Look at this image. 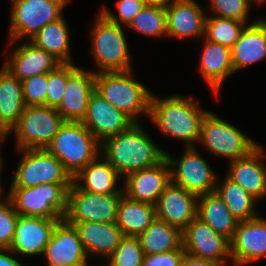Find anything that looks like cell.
<instances>
[{
  "mask_svg": "<svg viewBox=\"0 0 266 266\" xmlns=\"http://www.w3.org/2000/svg\"><path fill=\"white\" fill-rule=\"evenodd\" d=\"M59 220L19 215L10 250L19 256L43 255Z\"/></svg>",
  "mask_w": 266,
  "mask_h": 266,
  "instance_id": "ffe728a7",
  "label": "cell"
},
{
  "mask_svg": "<svg viewBox=\"0 0 266 266\" xmlns=\"http://www.w3.org/2000/svg\"><path fill=\"white\" fill-rule=\"evenodd\" d=\"M214 16L248 23L250 4L253 0H209Z\"/></svg>",
  "mask_w": 266,
  "mask_h": 266,
  "instance_id": "8d00e7d4",
  "label": "cell"
},
{
  "mask_svg": "<svg viewBox=\"0 0 266 266\" xmlns=\"http://www.w3.org/2000/svg\"><path fill=\"white\" fill-rule=\"evenodd\" d=\"M2 162H3V161H2V158H1V159H0V171L2 170V169H1V168H2V165H3ZM3 193H4V191H3V189H2L1 180H0V199L3 198V197H2V195H4Z\"/></svg>",
  "mask_w": 266,
  "mask_h": 266,
  "instance_id": "bcb514c9",
  "label": "cell"
},
{
  "mask_svg": "<svg viewBox=\"0 0 266 266\" xmlns=\"http://www.w3.org/2000/svg\"><path fill=\"white\" fill-rule=\"evenodd\" d=\"M46 150L73 178L101 154V142L82 122L65 121Z\"/></svg>",
  "mask_w": 266,
  "mask_h": 266,
  "instance_id": "277c9868",
  "label": "cell"
},
{
  "mask_svg": "<svg viewBox=\"0 0 266 266\" xmlns=\"http://www.w3.org/2000/svg\"><path fill=\"white\" fill-rule=\"evenodd\" d=\"M60 64L62 63L52 54L27 41L14 49L4 66L22 81L35 75L49 73Z\"/></svg>",
  "mask_w": 266,
  "mask_h": 266,
  "instance_id": "603a6c76",
  "label": "cell"
},
{
  "mask_svg": "<svg viewBox=\"0 0 266 266\" xmlns=\"http://www.w3.org/2000/svg\"><path fill=\"white\" fill-rule=\"evenodd\" d=\"M91 30V51L99 67L96 72L132 70L126 34L122 26L110 22L101 12Z\"/></svg>",
  "mask_w": 266,
  "mask_h": 266,
  "instance_id": "8992f818",
  "label": "cell"
},
{
  "mask_svg": "<svg viewBox=\"0 0 266 266\" xmlns=\"http://www.w3.org/2000/svg\"><path fill=\"white\" fill-rule=\"evenodd\" d=\"M199 143L213 154L233 161L248 155L258 144L233 124L208 111L201 122Z\"/></svg>",
  "mask_w": 266,
  "mask_h": 266,
  "instance_id": "ba28073f",
  "label": "cell"
},
{
  "mask_svg": "<svg viewBox=\"0 0 266 266\" xmlns=\"http://www.w3.org/2000/svg\"><path fill=\"white\" fill-rule=\"evenodd\" d=\"M165 10L168 37L184 39L204 36L207 15L195 0H171Z\"/></svg>",
  "mask_w": 266,
  "mask_h": 266,
  "instance_id": "44dd1931",
  "label": "cell"
},
{
  "mask_svg": "<svg viewBox=\"0 0 266 266\" xmlns=\"http://www.w3.org/2000/svg\"><path fill=\"white\" fill-rule=\"evenodd\" d=\"M144 252L138 237L124 236L120 245L107 258L105 266H142ZM101 265V266H104Z\"/></svg>",
  "mask_w": 266,
  "mask_h": 266,
  "instance_id": "d590c367",
  "label": "cell"
},
{
  "mask_svg": "<svg viewBox=\"0 0 266 266\" xmlns=\"http://www.w3.org/2000/svg\"><path fill=\"white\" fill-rule=\"evenodd\" d=\"M132 72H95V91L135 123H139V115L150 117L152 94L144 84L133 79Z\"/></svg>",
  "mask_w": 266,
  "mask_h": 266,
  "instance_id": "3957f363",
  "label": "cell"
},
{
  "mask_svg": "<svg viewBox=\"0 0 266 266\" xmlns=\"http://www.w3.org/2000/svg\"><path fill=\"white\" fill-rule=\"evenodd\" d=\"M195 147H185L175 160L166 153L171 169V181L196 196L215 192L218 176Z\"/></svg>",
  "mask_w": 266,
  "mask_h": 266,
  "instance_id": "8fae6325",
  "label": "cell"
},
{
  "mask_svg": "<svg viewBox=\"0 0 266 266\" xmlns=\"http://www.w3.org/2000/svg\"><path fill=\"white\" fill-rule=\"evenodd\" d=\"M67 82V63L47 73L46 106L57 108L62 101Z\"/></svg>",
  "mask_w": 266,
  "mask_h": 266,
  "instance_id": "f35d334b",
  "label": "cell"
},
{
  "mask_svg": "<svg viewBox=\"0 0 266 266\" xmlns=\"http://www.w3.org/2000/svg\"><path fill=\"white\" fill-rule=\"evenodd\" d=\"M146 5L144 0H119L118 1V15L117 17L105 7H102L101 13L112 23L127 27L134 17Z\"/></svg>",
  "mask_w": 266,
  "mask_h": 266,
  "instance_id": "60d3db41",
  "label": "cell"
},
{
  "mask_svg": "<svg viewBox=\"0 0 266 266\" xmlns=\"http://www.w3.org/2000/svg\"><path fill=\"white\" fill-rule=\"evenodd\" d=\"M101 155L125 178L160 163L166 152L153 142L141 123H134L126 131L106 138L101 143Z\"/></svg>",
  "mask_w": 266,
  "mask_h": 266,
  "instance_id": "6da1fadb",
  "label": "cell"
},
{
  "mask_svg": "<svg viewBox=\"0 0 266 266\" xmlns=\"http://www.w3.org/2000/svg\"><path fill=\"white\" fill-rule=\"evenodd\" d=\"M18 216L8 197L6 200H0V249H10L15 235Z\"/></svg>",
  "mask_w": 266,
  "mask_h": 266,
  "instance_id": "74e56055",
  "label": "cell"
},
{
  "mask_svg": "<svg viewBox=\"0 0 266 266\" xmlns=\"http://www.w3.org/2000/svg\"><path fill=\"white\" fill-rule=\"evenodd\" d=\"M247 24L234 19L206 16L204 38L232 48Z\"/></svg>",
  "mask_w": 266,
  "mask_h": 266,
  "instance_id": "836d02e7",
  "label": "cell"
},
{
  "mask_svg": "<svg viewBox=\"0 0 266 266\" xmlns=\"http://www.w3.org/2000/svg\"><path fill=\"white\" fill-rule=\"evenodd\" d=\"M197 217L229 241L233 238L238 220L216 191L198 196Z\"/></svg>",
  "mask_w": 266,
  "mask_h": 266,
  "instance_id": "f546056e",
  "label": "cell"
},
{
  "mask_svg": "<svg viewBox=\"0 0 266 266\" xmlns=\"http://www.w3.org/2000/svg\"><path fill=\"white\" fill-rule=\"evenodd\" d=\"M179 266H220L211 260L196 258L187 253L182 257Z\"/></svg>",
  "mask_w": 266,
  "mask_h": 266,
  "instance_id": "7bdbcfd3",
  "label": "cell"
},
{
  "mask_svg": "<svg viewBox=\"0 0 266 266\" xmlns=\"http://www.w3.org/2000/svg\"><path fill=\"white\" fill-rule=\"evenodd\" d=\"M184 254L182 246L179 249L160 254H144L142 266H179Z\"/></svg>",
  "mask_w": 266,
  "mask_h": 266,
  "instance_id": "b9f144b4",
  "label": "cell"
},
{
  "mask_svg": "<svg viewBox=\"0 0 266 266\" xmlns=\"http://www.w3.org/2000/svg\"><path fill=\"white\" fill-rule=\"evenodd\" d=\"M138 238L146 255L169 252L182 246V231L158 218Z\"/></svg>",
  "mask_w": 266,
  "mask_h": 266,
  "instance_id": "1f68e13d",
  "label": "cell"
},
{
  "mask_svg": "<svg viewBox=\"0 0 266 266\" xmlns=\"http://www.w3.org/2000/svg\"><path fill=\"white\" fill-rule=\"evenodd\" d=\"M71 0H10L9 45L26 37L33 38L47 23L63 16V8Z\"/></svg>",
  "mask_w": 266,
  "mask_h": 266,
  "instance_id": "52a82bcc",
  "label": "cell"
},
{
  "mask_svg": "<svg viewBox=\"0 0 266 266\" xmlns=\"http://www.w3.org/2000/svg\"><path fill=\"white\" fill-rule=\"evenodd\" d=\"M182 247L185 253L211 260L220 266H225L226 260L231 258L230 241L198 217L182 231Z\"/></svg>",
  "mask_w": 266,
  "mask_h": 266,
  "instance_id": "4fadbf2b",
  "label": "cell"
},
{
  "mask_svg": "<svg viewBox=\"0 0 266 266\" xmlns=\"http://www.w3.org/2000/svg\"><path fill=\"white\" fill-rule=\"evenodd\" d=\"M121 178L115 168L100 154L73 177V182L81 190L90 193L124 194L122 187L116 188Z\"/></svg>",
  "mask_w": 266,
  "mask_h": 266,
  "instance_id": "83f0119b",
  "label": "cell"
},
{
  "mask_svg": "<svg viewBox=\"0 0 266 266\" xmlns=\"http://www.w3.org/2000/svg\"><path fill=\"white\" fill-rule=\"evenodd\" d=\"M72 183H45L35 187H10L8 198L18 215L64 219Z\"/></svg>",
  "mask_w": 266,
  "mask_h": 266,
  "instance_id": "5b68a950",
  "label": "cell"
},
{
  "mask_svg": "<svg viewBox=\"0 0 266 266\" xmlns=\"http://www.w3.org/2000/svg\"><path fill=\"white\" fill-rule=\"evenodd\" d=\"M21 82L26 106H46L47 73L32 76Z\"/></svg>",
  "mask_w": 266,
  "mask_h": 266,
  "instance_id": "ab89813d",
  "label": "cell"
},
{
  "mask_svg": "<svg viewBox=\"0 0 266 266\" xmlns=\"http://www.w3.org/2000/svg\"><path fill=\"white\" fill-rule=\"evenodd\" d=\"M43 256L47 266H89V257L75 226L65 219L57 222Z\"/></svg>",
  "mask_w": 266,
  "mask_h": 266,
  "instance_id": "9a60e30c",
  "label": "cell"
},
{
  "mask_svg": "<svg viewBox=\"0 0 266 266\" xmlns=\"http://www.w3.org/2000/svg\"><path fill=\"white\" fill-rule=\"evenodd\" d=\"M129 27L149 37L167 36L165 6L146 4L128 25Z\"/></svg>",
  "mask_w": 266,
  "mask_h": 266,
  "instance_id": "e575fe53",
  "label": "cell"
},
{
  "mask_svg": "<svg viewBox=\"0 0 266 266\" xmlns=\"http://www.w3.org/2000/svg\"><path fill=\"white\" fill-rule=\"evenodd\" d=\"M156 219L155 205L122 195L117 207L116 224L124 236L138 237Z\"/></svg>",
  "mask_w": 266,
  "mask_h": 266,
  "instance_id": "f1b7e54d",
  "label": "cell"
},
{
  "mask_svg": "<svg viewBox=\"0 0 266 266\" xmlns=\"http://www.w3.org/2000/svg\"><path fill=\"white\" fill-rule=\"evenodd\" d=\"M123 194L90 193L81 190L74 182L68 190V223H112L117 219V207Z\"/></svg>",
  "mask_w": 266,
  "mask_h": 266,
  "instance_id": "7c38bea8",
  "label": "cell"
},
{
  "mask_svg": "<svg viewBox=\"0 0 266 266\" xmlns=\"http://www.w3.org/2000/svg\"><path fill=\"white\" fill-rule=\"evenodd\" d=\"M194 97L173 94L157 98L152 94L150 119L163 135L186 142L185 147H195L201 131V122L208 111H203Z\"/></svg>",
  "mask_w": 266,
  "mask_h": 266,
  "instance_id": "7a4b0ae2",
  "label": "cell"
},
{
  "mask_svg": "<svg viewBox=\"0 0 266 266\" xmlns=\"http://www.w3.org/2000/svg\"><path fill=\"white\" fill-rule=\"evenodd\" d=\"M6 137H8V136H6L4 133H2V132L0 131V142H1V143H3V141H5ZM1 158H2V157H0V159H1Z\"/></svg>",
  "mask_w": 266,
  "mask_h": 266,
  "instance_id": "7dc6e473",
  "label": "cell"
},
{
  "mask_svg": "<svg viewBox=\"0 0 266 266\" xmlns=\"http://www.w3.org/2000/svg\"><path fill=\"white\" fill-rule=\"evenodd\" d=\"M253 1H255V3L257 2L258 4H263L265 3L266 0H253Z\"/></svg>",
  "mask_w": 266,
  "mask_h": 266,
  "instance_id": "c3c4849f",
  "label": "cell"
},
{
  "mask_svg": "<svg viewBox=\"0 0 266 266\" xmlns=\"http://www.w3.org/2000/svg\"><path fill=\"white\" fill-rule=\"evenodd\" d=\"M234 72L266 58V19L247 24L231 48Z\"/></svg>",
  "mask_w": 266,
  "mask_h": 266,
  "instance_id": "cb8c5ba5",
  "label": "cell"
},
{
  "mask_svg": "<svg viewBox=\"0 0 266 266\" xmlns=\"http://www.w3.org/2000/svg\"><path fill=\"white\" fill-rule=\"evenodd\" d=\"M26 107L22 82L4 65L0 69V131L6 136Z\"/></svg>",
  "mask_w": 266,
  "mask_h": 266,
  "instance_id": "4316f807",
  "label": "cell"
},
{
  "mask_svg": "<svg viewBox=\"0 0 266 266\" xmlns=\"http://www.w3.org/2000/svg\"><path fill=\"white\" fill-rule=\"evenodd\" d=\"M199 63L202 78L218 96L223 81L235 73L232 64L231 48L205 39Z\"/></svg>",
  "mask_w": 266,
  "mask_h": 266,
  "instance_id": "484cf974",
  "label": "cell"
},
{
  "mask_svg": "<svg viewBox=\"0 0 266 266\" xmlns=\"http://www.w3.org/2000/svg\"><path fill=\"white\" fill-rule=\"evenodd\" d=\"M82 123L102 143L106 138L126 131L135 122L94 91Z\"/></svg>",
  "mask_w": 266,
  "mask_h": 266,
  "instance_id": "ac0fdd59",
  "label": "cell"
},
{
  "mask_svg": "<svg viewBox=\"0 0 266 266\" xmlns=\"http://www.w3.org/2000/svg\"><path fill=\"white\" fill-rule=\"evenodd\" d=\"M11 253L15 255L14 252L10 249H0V266H25L20 263V261L11 256Z\"/></svg>",
  "mask_w": 266,
  "mask_h": 266,
  "instance_id": "ee69618b",
  "label": "cell"
},
{
  "mask_svg": "<svg viewBox=\"0 0 266 266\" xmlns=\"http://www.w3.org/2000/svg\"><path fill=\"white\" fill-rule=\"evenodd\" d=\"M264 150L257 146L248 155L230 161L226 177L240 185L255 199L266 197V166Z\"/></svg>",
  "mask_w": 266,
  "mask_h": 266,
  "instance_id": "7402d4cb",
  "label": "cell"
},
{
  "mask_svg": "<svg viewBox=\"0 0 266 266\" xmlns=\"http://www.w3.org/2000/svg\"><path fill=\"white\" fill-rule=\"evenodd\" d=\"M123 181V192L128 198L156 205L160 195L171 182L169 162L165 157L154 166L128 174Z\"/></svg>",
  "mask_w": 266,
  "mask_h": 266,
  "instance_id": "e0dca14e",
  "label": "cell"
},
{
  "mask_svg": "<svg viewBox=\"0 0 266 266\" xmlns=\"http://www.w3.org/2000/svg\"><path fill=\"white\" fill-rule=\"evenodd\" d=\"M217 179L216 192L227 205L231 214L240 221H247L258 217L255 204L258 202L252 195L246 192L240 185L232 182L227 177L219 183Z\"/></svg>",
  "mask_w": 266,
  "mask_h": 266,
  "instance_id": "d6a6232c",
  "label": "cell"
},
{
  "mask_svg": "<svg viewBox=\"0 0 266 266\" xmlns=\"http://www.w3.org/2000/svg\"><path fill=\"white\" fill-rule=\"evenodd\" d=\"M95 91V72L67 63V82L65 92L57 112L64 121L82 122L89 99Z\"/></svg>",
  "mask_w": 266,
  "mask_h": 266,
  "instance_id": "5bb4252c",
  "label": "cell"
},
{
  "mask_svg": "<svg viewBox=\"0 0 266 266\" xmlns=\"http://www.w3.org/2000/svg\"><path fill=\"white\" fill-rule=\"evenodd\" d=\"M266 256V219L260 216L240 221L230 240V259L234 266L249 265Z\"/></svg>",
  "mask_w": 266,
  "mask_h": 266,
  "instance_id": "2e32d148",
  "label": "cell"
},
{
  "mask_svg": "<svg viewBox=\"0 0 266 266\" xmlns=\"http://www.w3.org/2000/svg\"><path fill=\"white\" fill-rule=\"evenodd\" d=\"M146 4L166 6L171 0H144Z\"/></svg>",
  "mask_w": 266,
  "mask_h": 266,
  "instance_id": "f6af8a7d",
  "label": "cell"
},
{
  "mask_svg": "<svg viewBox=\"0 0 266 266\" xmlns=\"http://www.w3.org/2000/svg\"><path fill=\"white\" fill-rule=\"evenodd\" d=\"M21 160L10 187H35L45 183H72V176L46 149L18 150Z\"/></svg>",
  "mask_w": 266,
  "mask_h": 266,
  "instance_id": "30bf717a",
  "label": "cell"
},
{
  "mask_svg": "<svg viewBox=\"0 0 266 266\" xmlns=\"http://www.w3.org/2000/svg\"><path fill=\"white\" fill-rule=\"evenodd\" d=\"M75 226L87 256L108 258L124 237L116 222L70 223Z\"/></svg>",
  "mask_w": 266,
  "mask_h": 266,
  "instance_id": "d4e9b609",
  "label": "cell"
},
{
  "mask_svg": "<svg viewBox=\"0 0 266 266\" xmlns=\"http://www.w3.org/2000/svg\"><path fill=\"white\" fill-rule=\"evenodd\" d=\"M155 207L156 218L183 231L197 217L198 196L171 181Z\"/></svg>",
  "mask_w": 266,
  "mask_h": 266,
  "instance_id": "d6986e66",
  "label": "cell"
},
{
  "mask_svg": "<svg viewBox=\"0 0 266 266\" xmlns=\"http://www.w3.org/2000/svg\"><path fill=\"white\" fill-rule=\"evenodd\" d=\"M64 122L56 108L26 106L17 124L7 135L15 132L16 149H46Z\"/></svg>",
  "mask_w": 266,
  "mask_h": 266,
  "instance_id": "9c48e42d",
  "label": "cell"
},
{
  "mask_svg": "<svg viewBox=\"0 0 266 266\" xmlns=\"http://www.w3.org/2000/svg\"><path fill=\"white\" fill-rule=\"evenodd\" d=\"M69 31L66 19L62 16L43 26L29 41L52 54L61 63H73L70 56Z\"/></svg>",
  "mask_w": 266,
  "mask_h": 266,
  "instance_id": "4dcf8cb0",
  "label": "cell"
}]
</instances>
